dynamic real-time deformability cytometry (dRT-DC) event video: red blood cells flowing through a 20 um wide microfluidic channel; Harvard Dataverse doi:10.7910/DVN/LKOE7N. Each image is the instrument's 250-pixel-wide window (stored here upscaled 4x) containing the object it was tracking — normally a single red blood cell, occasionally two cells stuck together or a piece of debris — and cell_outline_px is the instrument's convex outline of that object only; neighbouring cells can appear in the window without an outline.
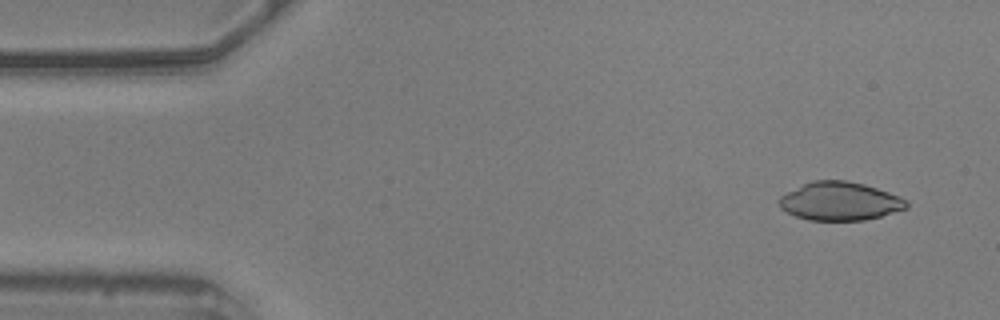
{"species": "common noctule bat (a hibernating species)", "species_latin": "Nyctalus noctula", "temperature_condition": "warm", "stored_images_in_passage": 56, "camera_frame_rate_fps": 3000, "um_per_image_px": 0.085, "animal": {"sex": "male", "body_mass_g": 20.5, "forearm_length_mm": 52.5}, "frame": {"image": 1, "passage_image": 4, "time_ms": 1.0, "image_size_px": [1000, 320], "cell_outline_px": [[908, 208], [880, 216], [864, 220], [808, 220], [796, 216], [780, 208], [780, 196], [812, 180], [844, 180], [864, 184], [900, 196], [908, 200]], "centroid_in_image_um": [71.42, 17.1], "position_along_channel_um": 13.6, "area_um2": 28.26}}
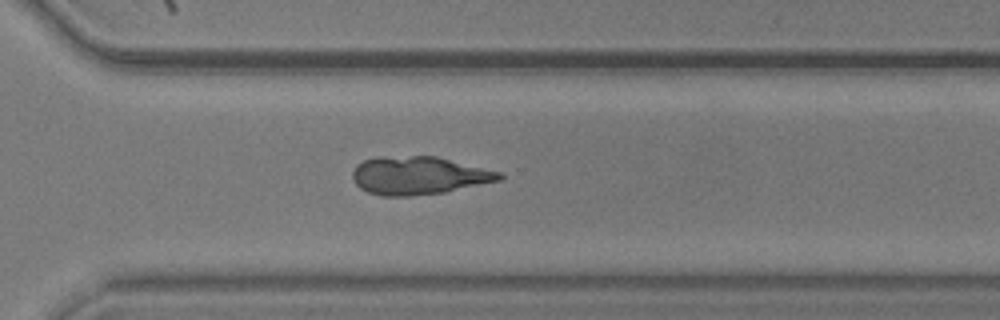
{"frame": {"image": 2, "passage_image": 39, "time_ms": 12.667, "image_size_px": [1000, 320], "cell_outline_px": [[504, 176], [500, 180], [444, 192], [412, 196], [380, 196], [368, 192], [360, 188], [356, 184], [352, 176], [352, 172], [356, 164], [364, 160], [380, 156], [436, 156], [504, 172]], "centroid_in_image_um": [35.6, 14.91], "position_along_channel_um": 335.0, "area_um2": 32.77}}
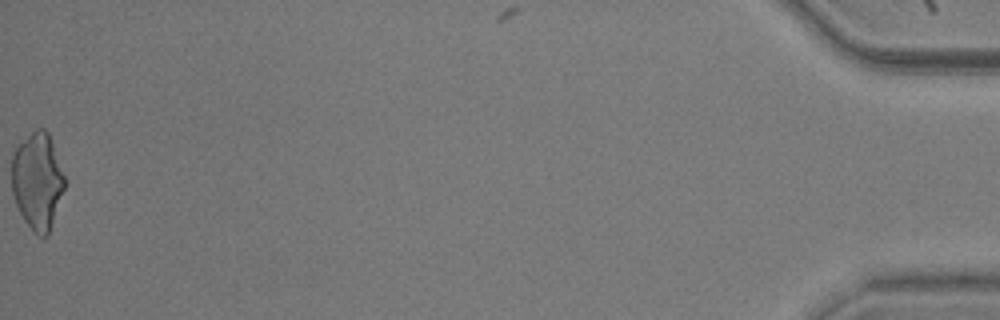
{"frame": {"image": 3, "passage_image": 56, "time_ms": 18.333, "image_size_px": [1000, 320], "cell_outline_px": [[64, 188], [48, 236], [36, 236], [24, 220], [16, 204], [12, 192], [12, 144], [36, 128], [44, 128], [48, 132], [52, 140], [64, 176]], "centroid_in_image_um": [3.14, 15.31], "position_along_channel_um": 432.1, "area_um2": 30.35}}